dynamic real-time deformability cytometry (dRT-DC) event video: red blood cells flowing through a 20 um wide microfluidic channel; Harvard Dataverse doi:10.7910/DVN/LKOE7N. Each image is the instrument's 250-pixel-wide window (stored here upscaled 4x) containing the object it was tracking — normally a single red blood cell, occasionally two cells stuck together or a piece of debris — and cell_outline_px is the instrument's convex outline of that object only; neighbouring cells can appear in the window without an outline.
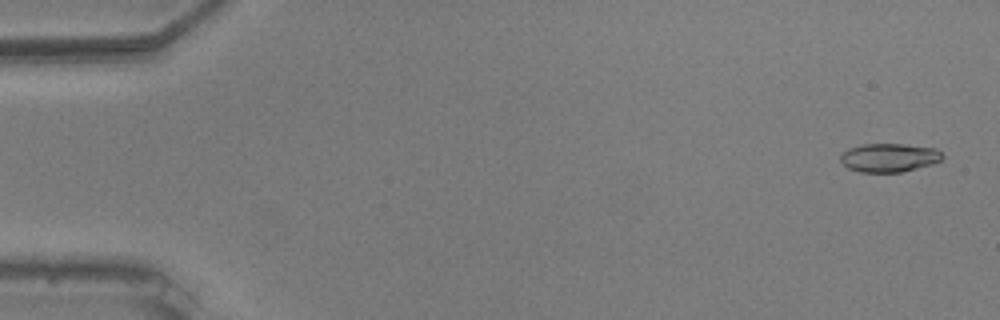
{"species": "common noctule bat (a hibernating species)", "species_latin": "Nyctalus noctula", "temperature_condition": "warm", "stored_images_in_passage": 55, "camera_frame_rate_fps": 3000, "um_per_image_px": 0.085, "animal": {"sex": "male", "body_mass_g": 20.5, "forearm_length_mm": 52.5}, "frame": {"image": 1, "passage_image": 2, "time_ms": 0.333, "image_size_px": [1000, 320], "cell_outline_px": [[944, 156], [940, 160], [932, 164], [900, 172], [860, 172], [848, 168], [840, 160], [840, 156], [848, 148], [864, 144], [904, 144], [936, 148]], "centroid_in_image_um": [75.57, 13.39], "position_along_channel_um": 9.4, "area_um2": 16.88}}
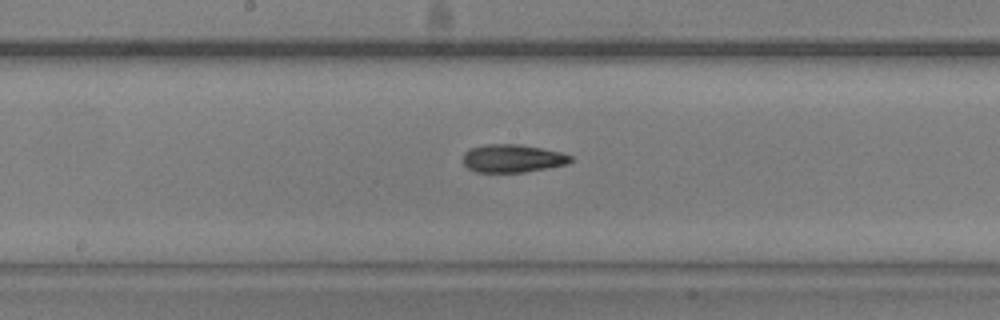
{"frame": {"image": 2, "passage_image": 29, "time_ms": 9.333, "image_size_px": [1000, 320], "cell_outline_px": [[572, 160], [568, 164], [524, 172], [476, 172], [468, 168], [464, 164], [464, 152], [468, 148], [484, 144], [520, 144], [560, 152], [572, 156]], "centroid_in_image_um": [43.54, 13.46], "position_along_channel_um": 204.7, "area_um2": 17.57}}
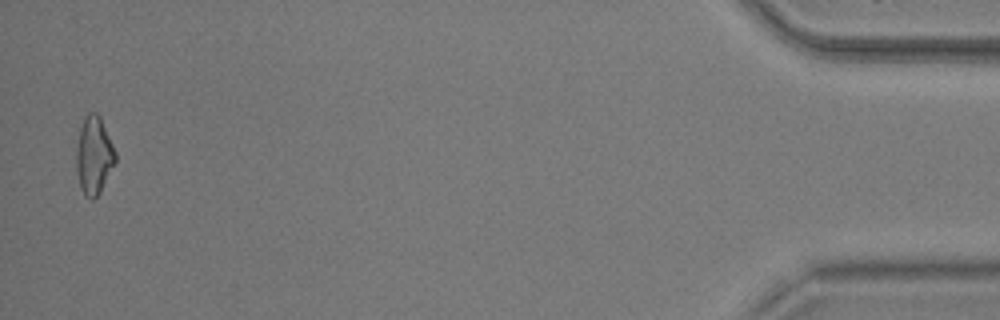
{"frame": {"image": 3, "passage_image": 54, "time_ms": 17.667, "image_size_px": [1000, 320], "cell_outline_px": [[116, 160], [100, 192], [92, 200], [84, 196], [80, 188], [76, 168], [76, 148], [80, 128], [84, 116], [88, 112], [96, 112], [100, 116], [116, 152]], "centroid_in_image_um": [7.97, 13.2], "position_along_channel_um": 427.2, "area_um2": 17.74}, "authors_computed_cell_mechanics": {"area_um2": 17.1088, "velocity_mm_per_s": 3.7236, "shape_relaxation_time_tau1_ms": 7.9492, "shape_relaxation_time_tau2_ms": 4.8398, "deformation_change_tau1": 0.2088, "deformation_change_tau2": 0.1317}}